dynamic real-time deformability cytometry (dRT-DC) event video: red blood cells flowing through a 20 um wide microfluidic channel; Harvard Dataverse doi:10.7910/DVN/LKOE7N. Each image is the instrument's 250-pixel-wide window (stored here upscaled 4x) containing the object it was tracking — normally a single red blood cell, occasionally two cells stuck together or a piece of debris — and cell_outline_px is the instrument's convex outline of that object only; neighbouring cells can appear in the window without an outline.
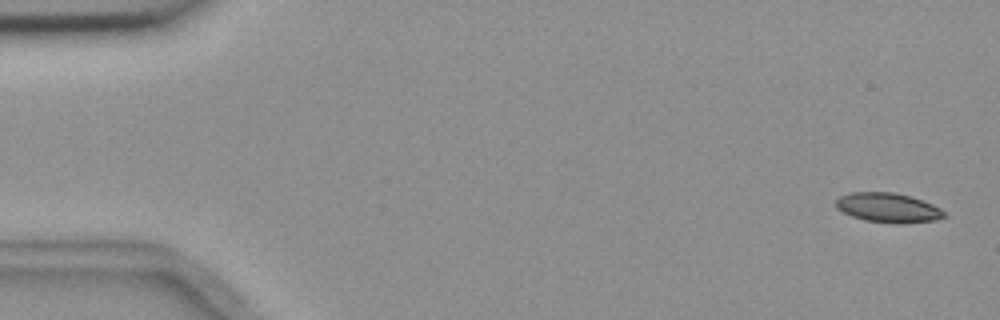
{"species": "common noctule bat (a hibernating species)", "species_latin": "Nyctalus noctula", "temperature_condition": "room temperature", "stored_images_in_passage": 5, "camera_frame_rate_fps": 3000, "um_per_image_px": 0.085, "animal": {"sex": "female", "body_mass_g": 18.4}, "frame": {"image": 1, "passage_image": 1, "time_ms": 0.0, "image_size_px": [1000, 320], "cell_outline_px": [[948, 216], [936, 220], [904, 224], [896, 224], [864, 220], [852, 216], [836, 208], [836, 200], [840, 196], [848, 192], [892, 192], [908, 196], [932, 204], [940, 208]], "centroid_in_image_um": [75.49, 17.67], "position_along_channel_um": 9.5, "area_um2": 18.67}}